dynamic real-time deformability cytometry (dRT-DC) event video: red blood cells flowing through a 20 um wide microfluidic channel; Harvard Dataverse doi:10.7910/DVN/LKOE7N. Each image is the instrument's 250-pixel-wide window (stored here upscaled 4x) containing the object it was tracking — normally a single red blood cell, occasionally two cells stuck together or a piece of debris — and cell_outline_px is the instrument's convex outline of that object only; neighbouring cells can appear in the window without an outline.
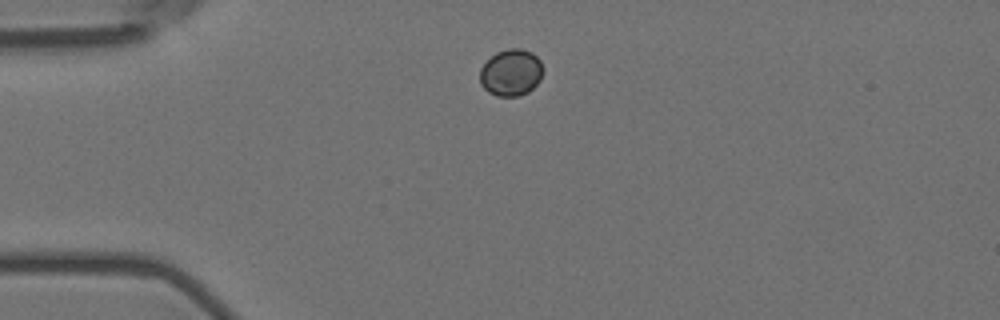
{"species": "Egyptian fruit bat (a non-hibernating species)", "species_latin": "Rousettus aegyptiacus", "temperature_condition": "room temperature", "stored_images_in_passage": 2, "camera_frame_rate_fps": 3000, "um_per_image_px": 0.085, "animal": {"sex": "female"}, "frame": {"image": 1, "passage_image": 1, "time_ms": 0.0, "image_size_px": [1000, 320], "cell_outline_px": [[544, 68], [540, 80], [528, 92], [516, 96], [496, 96], [488, 92], [480, 84], [480, 68], [496, 52], [508, 48], [520, 48], [532, 52], [540, 60]], "centroid_in_image_um": [43.44, 6.16], "position_along_channel_um": 41.6, "area_um2": 17.28}}